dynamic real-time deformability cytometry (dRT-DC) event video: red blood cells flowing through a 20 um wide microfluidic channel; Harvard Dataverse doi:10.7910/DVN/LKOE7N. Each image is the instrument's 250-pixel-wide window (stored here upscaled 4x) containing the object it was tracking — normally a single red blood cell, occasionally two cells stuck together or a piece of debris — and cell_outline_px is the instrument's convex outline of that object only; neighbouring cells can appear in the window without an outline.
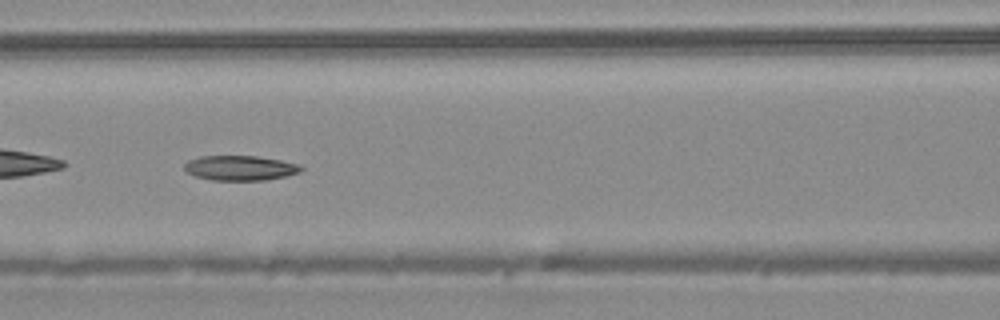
{"species": "common noctule bat (a hibernating species)", "species_latin": "Nyctalus noctula", "temperature_condition": "warm", "stored_images_in_passage": 50, "camera_frame_rate_fps": 3000, "um_per_image_px": 0.085, "animal": {"sex": "male", "body_mass_g": 20.4}, "frame": {"image": 1, "passage_image": 22, "time_ms": 7.0, "image_size_px": [1000, 320], "cell_outline_px": [[304, 168], [300, 172], [268, 180], [212, 180], [196, 176], [188, 172], [184, 168], [184, 164], [188, 160], [200, 156], [256, 156], [280, 160], [300, 164]], "centroid_in_image_um": [20.43, 14.27], "position_along_channel_um": 146.2, "area_um2": 16.88}, "authors_computed_cell_mechanics": {"area_um2": 18.1492, "velocity_mm_per_s": 4.1024, "shape_relaxation_time_tau1_ms": 10.5608, "shape_relaxation_time_tau2_ms": null, "deformation_change_tau1": 0.2154, "deformation_change_tau2": null}}